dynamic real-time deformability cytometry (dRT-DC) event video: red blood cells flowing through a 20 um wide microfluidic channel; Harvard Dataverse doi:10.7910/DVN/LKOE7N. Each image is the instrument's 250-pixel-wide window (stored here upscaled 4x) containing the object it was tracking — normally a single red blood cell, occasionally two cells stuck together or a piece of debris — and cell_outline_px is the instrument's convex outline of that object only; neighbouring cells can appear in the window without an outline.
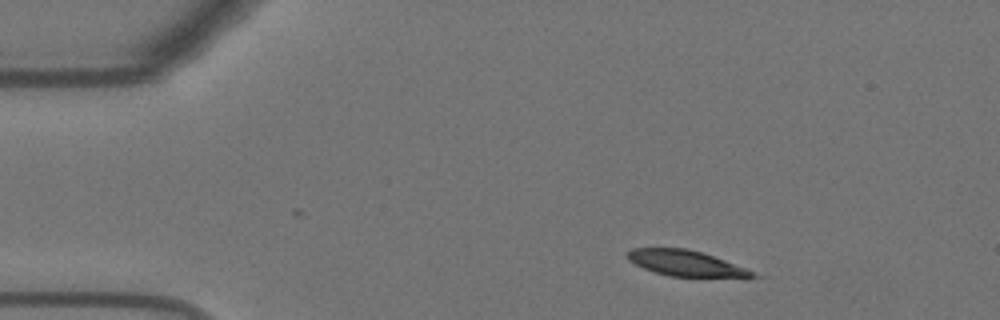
{"species": "Egyptian fruit bat (a non-hibernating species)", "species_latin": "Rousettus aegyptiacus", "temperature_condition": "warm", "stored_images_in_passage": 8, "camera_frame_rate_fps": 3000, "um_per_image_px": 0.085, "animal": {"sex": "female"}, "frame": {"image": 1, "passage_image": 1, "time_ms": 0.0, "image_size_px": [1000, 320], "cell_outline_px": [[764, 276], [672, 276], [656, 272], [644, 268], [628, 260], [628, 252], [632, 248], [688, 248], [724, 260]], "centroid_in_image_um": [58.23, 22.35], "position_along_channel_um": 26.8, "area_um2": 17.98}}